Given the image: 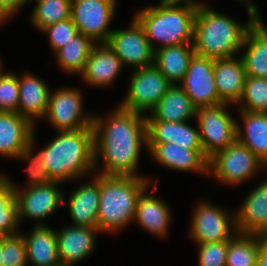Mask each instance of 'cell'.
Listing matches in <instances>:
<instances>
[{"label": "cell", "instance_id": "6da1fadb", "mask_svg": "<svg viewBox=\"0 0 267 266\" xmlns=\"http://www.w3.org/2000/svg\"><path fill=\"white\" fill-rule=\"evenodd\" d=\"M113 112L108 118L93 115L95 170L99 155L103 170L98 174L137 177L141 147L147 146L146 117L120 106Z\"/></svg>", "mask_w": 267, "mask_h": 266}, {"label": "cell", "instance_id": "7a4b0ae2", "mask_svg": "<svg viewBox=\"0 0 267 266\" xmlns=\"http://www.w3.org/2000/svg\"><path fill=\"white\" fill-rule=\"evenodd\" d=\"M255 22L256 19H250L242 25L206 5H198L192 43L195 54L212 59L235 57Z\"/></svg>", "mask_w": 267, "mask_h": 266}, {"label": "cell", "instance_id": "3957f363", "mask_svg": "<svg viewBox=\"0 0 267 266\" xmlns=\"http://www.w3.org/2000/svg\"><path fill=\"white\" fill-rule=\"evenodd\" d=\"M43 148V165L52 181L77 179L95 170L93 128L58 131Z\"/></svg>", "mask_w": 267, "mask_h": 266}, {"label": "cell", "instance_id": "277c9868", "mask_svg": "<svg viewBox=\"0 0 267 266\" xmlns=\"http://www.w3.org/2000/svg\"><path fill=\"white\" fill-rule=\"evenodd\" d=\"M142 176H106L99 174L100 198L97 229L118 231L135 218L137 199L149 187Z\"/></svg>", "mask_w": 267, "mask_h": 266}, {"label": "cell", "instance_id": "5b68a950", "mask_svg": "<svg viewBox=\"0 0 267 266\" xmlns=\"http://www.w3.org/2000/svg\"><path fill=\"white\" fill-rule=\"evenodd\" d=\"M164 2L145 8L134 16L143 27L153 50L154 41L165 46L193 43L194 21L198 5L188 2Z\"/></svg>", "mask_w": 267, "mask_h": 266}, {"label": "cell", "instance_id": "8992f818", "mask_svg": "<svg viewBox=\"0 0 267 266\" xmlns=\"http://www.w3.org/2000/svg\"><path fill=\"white\" fill-rule=\"evenodd\" d=\"M264 162L237 139L208 161V173L224 184L238 185L248 180Z\"/></svg>", "mask_w": 267, "mask_h": 266}, {"label": "cell", "instance_id": "52a82bcc", "mask_svg": "<svg viewBox=\"0 0 267 266\" xmlns=\"http://www.w3.org/2000/svg\"><path fill=\"white\" fill-rule=\"evenodd\" d=\"M228 104L196 109L204 155L209 159L236 140L237 121L226 111Z\"/></svg>", "mask_w": 267, "mask_h": 266}, {"label": "cell", "instance_id": "ba28073f", "mask_svg": "<svg viewBox=\"0 0 267 266\" xmlns=\"http://www.w3.org/2000/svg\"><path fill=\"white\" fill-rule=\"evenodd\" d=\"M172 83L152 64L133 73L130 88L120 107L139 112L152 111L167 93Z\"/></svg>", "mask_w": 267, "mask_h": 266}, {"label": "cell", "instance_id": "9c48e42d", "mask_svg": "<svg viewBox=\"0 0 267 266\" xmlns=\"http://www.w3.org/2000/svg\"><path fill=\"white\" fill-rule=\"evenodd\" d=\"M116 0H72L71 19L78 32L94 43H107L113 29L109 24L116 9Z\"/></svg>", "mask_w": 267, "mask_h": 266}, {"label": "cell", "instance_id": "30bf717a", "mask_svg": "<svg viewBox=\"0 0 267 266\" xmlns=\"http://www.w3.org/2000/svg\"><path fill=\"white\" fill-rule=\"evenodd\" d=\"M82 95L77 88H59L50 92L46 119L57 131H74L92 127L93 116L83 112Z\"/></svg>", "mask_w": 267, "mask_h": 266}, {"label": "cell", "instance_id": "8fae6325", "mask_svg": "<svg viewBox=\"0 0 267 266\" xmlns=\"http://www.w3.org/2000/svg\"><path fill=\"white\" fill-rule=\"evenodd\" d=\"M131 23L129 29H113L107 44L122 64H129L133 69L151 66L155 51L138 20L134 17Z\"/></svg>", "mask_w": 267, "mask_h": 266}, {"label": "cell", "instance_id": "7c38bea8", "mask_svg": "<svg viewBox=\"0 0 267 266\" xmlns=\"http://www.w3.org/2000/svg\"><path fill=\"white\" fill-rule=\"evenodd\" d=\"M180 83L196 109L221 104L215 84L214 59L195 54Z\"/></svg>", "mask_w": 267, "mask_h": 266}, {"label": "cell", "instance_id": "4fadbf2b", "mask_svg": "<svg viewBox=\"0 0 267 266\" xmlns=\"http://www.w3.org/2000/svg\"><path fill=\"white\" fill-rule=\"evenodd\" d=\"M231 218L226 210L201 202L193 212L189 235L197 244L229 241L234 236L231 227L236 231L235 214Z\"/></svg>", "mask_w": 267, "mask_h": 266}, {"label": "cell", "instance_id": "5bb4252c", "mask_svg": "<svg viewBox=\"0 0 267 266\" xmlns=\"http://www.w3.org/2000/svg\"><path fill=\"white\" fill-rule=\"evenodd\" d=\"M12 184L19 222L23 220L22 218L28 217L36 219L38 221L36 225H44L41 220L54 213L64 199L62 192L58 189L57 185L60 184L58 181L45 185L26 186L22 192L13 182Z\"/></svg>", "mask_w": 267, "mask_h": 266}, {"label": "cell", "instance_id": "9a60e30c", "mask_svg": "<svg viewBox=\"0 0 267 266\" xmlns=\"http://www.w3.org/2000/svg\"><path fill=\"white\" fill-rule=\"evenodd\" d=\"M152 157L165 167L178 171H193L208 175L209 159L203 149H186L175 143L147 144Z\"/></svg>", "mask_w": 267, "mask_h": 266}, {"label": "cell", "instance_id": "2e32d148", "mask_svg": "<svg viewBox=\"0 0 267 266\" xmlns=\"http://www.w3.org/2000/svg\"><path fill=\"white\" fill-rule=\"evenodd\" d=\"M97 227L70 226L56 231L58 256L63 266H74L85 259L95 246Z\"/></svg>", "mask_w": 267, "mask_h": 266}, {"label": "cell", "instance_id": "e0dca14e", "mask_svg": "<svg viewBox=\"0 0 267 266\" xmlns=\"http://www.w3.org/2000/svg\"><path fill=\"white\" fill-rule=\"evenodd\" d=\"M236 211V232L267 235V179L245 198Z\"/></svg>", "mask_w": 267, "mask_h": 266}, {"label": "cell", "instance_id": "ac0fdd59", "mask_svg": "<svg viewBox=\"0 0 267 266\" xmlns=\"http://www.w3.org/2000/svg\"><path fill=\"white\" fill-rule=\"evenodd\" d=\"M214 75L220 102L237 104L242 97L246 78L242 58L214 59Z\"/></svg>", "mask_w": 267, "mask_h": 266}, {"label": "cell", "instance_id": "d6986e66", "mask_svg": "<svg viewBox=\"0 0 267 266\" xmlns=\"http://www.w3.org/2000/svg\"><path fill=\"white\" fill-rule=\"evenodd\" d=\"M34 128L19 113L0 112V154L17 158L34 137Z\"/></svg>", "mask_w": 267, "mask_h": 266}, {"label": "cell", "instance_id": "ffe728a7", "mask_svg": "<svg viewBox=\"0 0 267 266\" xmlns=\"http://www.w3.org/2000/svg\"><path fill=\"white\" fill-rule=\"evenodd\" d=\"M123 64L107 43L94 45L83 72V80L92 86H107L118 76Z\"/></svg>", "mask_w": 267, "mask_h": 266}, {"label": "cell", "instance_id": "44dd1931", "mask_svg": "<svg viewBox=\"0 0 267 266\" xmlns=\"http://www.w3.org/2000/svg\"><path fill=\"white\" fill-rule=\"evenodd\" d=\"M19 103L17 113L35 126L36 118H44L48 108L50 90L47 84L33 74L18 76Z\"/></svg>", "mask_w": 267, "mask_h": 266}, {"label": "cell", "instance_id": "7402d4cb", "mask_svg": "<svg viewBox=\"0 0 267 266\" xmlns=\"http://www.w3.org/2000/svg\"><path fill=\"white\" fill-rule=\"evenodd\" d=\"M147 144L175 143L186 149H202L199 130L186 122L146 120Z\"/></svg>", "mask_w": 267, "mask_h": 266}, {"label": "cell", "instance_id": "603a6c76", "mask_svg": "<svg viewBox=\"0 0 267 266\" xmlns=\"http://www.w3.org/2000/svg\"><path fill=\"white\" fill-rule=\"evenodd\" d=\"M71 193L68 210L74 226L97 227L100 198L99 174Z\"/></svg>", "mask_w": 267, "mask_h": 266}, {"label": "cell", "instance_id": "cb8c5ba5", "mask_svg": "<svg viewBox=\"0 0 267 266\" xmlns=\"http://www.w3.org/2000/svg\"><path fill=\"white\" fill-rule=\"evenodd\" d=\"M244 48L246 51L241 58L246 76L267 78V27L259 15L245 35L241 49Z\"/></svg>", "mask_w": 267, "mask_h": 266}, {"label": "cell", "instance_id": "d4e9b609", "mask_svg": "<svg viewBox=\"0 0 267 266\" xmlns=\"http://www.w3.org/2000/svg\"><path fill=\"white\" fill-rule=\"evenodd\" d=\"M27 264L32 266H61L57 249V235L47 225H35L30 235H24Z\"/></svg>", "mask_w": 267, "mask_h": 266}, {"label": "cell", "instance_id": "484cf974", "mask_svg": "<svg viewBox=\"0 0 267 266\" xmlns=\"http://www.w3.org/2000/svg\"><path fill=\"white\" fill-rule=\"evenodd\" d=\"M144 189L137 199L135 222L143 230L165 237L171 221L170 208L167 203L155 196L145 194Z\"/></svg>", "mask_w": 267, "mask_h": 266}, {"label": "cell", "instance_id": "4316f807", "mask_svg": "<svg viewBox=\"0 0 267 266\" xmlns=\"http://www.w3.org/2000/svg\"><path fill=\"white\" fill-rule=\"evenodd\" d=\"M196 116V108L185 91L172 84L167 93L151 111L146 120H160L166 122H186Z\"/></svg>", "mask_w": 267, "mask_h": 266}, {"label": "cell", "instance_id": "83f0119b", "mask_svg": "<svg viewBox=\"0 0 267 266\" xmlns=\"http://www.w3.org/2000/svg\"><path fill=\"white\" fill-rule=\"evenodd\" d=\"M194 55L192 43L156 48L154 65L172 84H179Z\"/></svg>", "mask_w": 267, "mask_h": 266}, {"label": "cell", "instance_id": "f1b7e54d", "mask_svg": "<svg viewBox=\"0 0 267 266\" xmlns=\"http://www.w3.org/2000/svg\"><path fill=\"white\" fill-rule=\"evenodd\" d=\"M243 130L237 122L236 139L249 148L267 166V113L240 110Z\"/></svg>", "mask_w": 267, "mask_h": 266}, {"label": "cell", "instance_id": "f546056e", "mask_svg": "<svg viewBox=\"0 0 267 266\" xmlns=\"http://www.w3.org/2000/svg\"><path fill=\"white\" fill-rule=\"evenodd\" d=\"M89 37L79 33L69 40L67 45L58 49V65L68 73H82L92 47L95 45Z\"/></svg>", "mask_w": 267, "mask_h": 266}, {"label": "cell", "instance_id": "4dcf8cb0", "mask_svg": "<svg viewBox=\"0 0 267 266\" xmlns=\"http://www.w3.org/2000/svg\"><path fill=\"white\" fill-rule=\"evenodd\" d=\"M235 233L228 242L226 266H257L259 235Z\"/></svg>", "mask_w": 267, "mask_h": 266}, {"label": "cell", "instance_id": "1f68e13d", "mask_svg": "<svg viewBox=\"0 0 267 266\" xmlns=\"http://www.w3.org/2000/svg\"><path fill=\"white\" fill-rule=\"evenodd\" d=\"M19 224L14 186L9 178L0 175V237L18 234Z\"/></svg>", "mask_w": 267, "mask_h": 266}, {"label": "cell", "instance_id": "d6a6232c", "mask_svg": "<svg viewBox=\"0 0 267 266\" xmlns=\"http://www.w3.org/2000/svg\"><path fill=\"white\" fill-rule=\"evenodd\" d=\"M37 4L31 15L33 25L42 31L59 21L71 18L72 0H36Z\"/></svg>", "mask_w": 267, "mask_h": 266}, {"label": "cell", "instance_id": "836d02e7", "mask_svg": "<svg viewBox=\"0 0 267 266\" xmlns=\"http://www.w3.org/2000/svg\"><path fill=\"white\" fill-rule=\"evenodd\" d=\"M238 104L246 112L267 113V78L246 76Z\"/></svg>", "mask_w": 267, "mask_h": 266}, {"label": "cell", "instance_id": "e575fe53", "mask_svg": "<svg viewBox=\"0 0 267 266\" xmlns=\"http://www.w3.org/2000/svg\"><path fill=\"white\" fill-rule=\"evenodd\" d=\"M2 266H27L23 234L2 237Z\"/></svg>", "mask_w": 267, "mask_h": 266}, {"label": "cell", "instance_id": "d590c367", "mask_svg": "<svg viewBox=\"0 0 267 266\" xmlns=\"http://www.w3.org/2000/svg\"><path fill=\"white\" fill-rule=\"evenodd\" d=\"M34 139L32 137L31 142L28 146L18 155L16 159H25L30 161L27 170L29 171V186L35 185H45L52 182V179L48 175V172L43 165V149L37 153V155L32 156L33 144Z\"/></svg>", "mask_w": 267, "mask_h": 266}, {"label": "cell", "instance_id": "8d00e7d4", "mask_svg": "<svg viewBox=\"0 0 267 266\" xmlns=\"http://www.w3.org/2000/svg\"><path fill=\"white\" fill-rule=\"evenodd\" d=\"M19 103L18 76L6 73L0 77V112L17 113Z\"/></svg>", "mask_w": 267, "mask_h": 266}, {"label": "cell", "instance_id": "74e56055", "mask_svg": "<svg viewBox=\"0 0 267 266\" xmlns=\"http://www.w3.org/2000/svg\"><path fill=\"white\" fill-rule=\"evenodd\" d=\"M49 36V41L53 52L67 45L69 40L79 34L77 27L71 18L54 23L42 30Z\"/></svg>", "mask_w": 267, "mask_h": 266}, {"label": "cell", "instance_id": "f35d334b", "mask_svg": "<svg viewBox=\"0 0 267 266\" xmlns=\"http://www.w3.org/2000/svg\"><path fill=\"white\" fill-rule=\"evenodd\" d=\"M228 242L199 243V266H226Z\"/></svg>", "mask_w": 267, "mask_h": 266}, {"label": "cell", "instance_id": "ab89813d", "mask_svg": "<svg viewBox=\"0 0 267 266\" xmlns=\"http://www.w3.org/2000/svg\"><path fill=\"white\" fill-rule=\"evenodd\" d=\"M31 2V0H0V12L9 19L23 4Z\"/></svg>", "mask_w": 267, "mask_h": 266}, {"label": "cell", "instance_id": "60d3db41", "mask_svg": "<svg viewBox=\"0 0 267 266\" xmlns=\"http://www.w3.org/2000/svg\"><path fill=\"white\" fill-rule=\"evenodd\" d=\"M257 266H267V235H259Z\"/></svg>", "mask_w": 267, "mask_h": 266}, {"label": "cell", "instance_id": "b9f144b4", "mask_svg": "<svg viewBox=\"0 0 267 266\" xmlns=\"http://www.w3.org/2000/svg\"><path fill=\"white\" fill-rule=\"evenodd\" d=\"M242 1H246L245 3H247V12L249 14V18L256 19V16L259 13L257 7L254 4H252L251 0H242Z\"/></svg>", "mask_w": 267, "mask_h": 266}, {"label": "cell", "instance_id": "7bdbcfd3", "mask_svg": "<svg viewBox=\"0 0 267 266\" xmlns=\"http://www.w3.org/2000/svg\"><path fill=\"white\" fill-rule=\"evenodd\" d=\"M161 1H164V2H188V3H193V4H196V5H200L202 4L201 2H197L196 0H161Z\"/></svg>", "mask_w": 267, "mask_h": 266}, {"label": "cell", "instance_id": "ee69618b", "mask_svg": "<svg viewBox=\"0 0 267 266\" xmlns=\"http://www.w3.org/2000/svg\"><path fill=\"white\" fill-rule=\"evenodd\" d=\"M2 237H0V266H2Z\"/></svg>", "mask_w": 267, "mask_h": 266}, {"label": "cell", "instance_id": "f6af8a7d", "mask_svg": "<svg viewBox=\"0 0 267 266\" xmlns=\"http://www.w3.org/2000/svg\"><path fill=\"white\" fill-rule=\"evenodd\" d=\"M7 18L0 12V24L5 22Z\"/></svg>", "mask_w": 267, "mask_h": 266}, {"label": "cell", "instance_id": "bcb514c9", "mask_svg": "<svg viewBox=\"0 0 267 266\" xmlns=\"http://www.w3.org/2000/svg\"><path fill=\"white\" fill-rule=\"evenodd\" d=\"M2 64L0 62V77L4 74V72L2 71V68H1Z\"/></svg>", "mask_w": 267, "mask_h": 266}]
</instances>
